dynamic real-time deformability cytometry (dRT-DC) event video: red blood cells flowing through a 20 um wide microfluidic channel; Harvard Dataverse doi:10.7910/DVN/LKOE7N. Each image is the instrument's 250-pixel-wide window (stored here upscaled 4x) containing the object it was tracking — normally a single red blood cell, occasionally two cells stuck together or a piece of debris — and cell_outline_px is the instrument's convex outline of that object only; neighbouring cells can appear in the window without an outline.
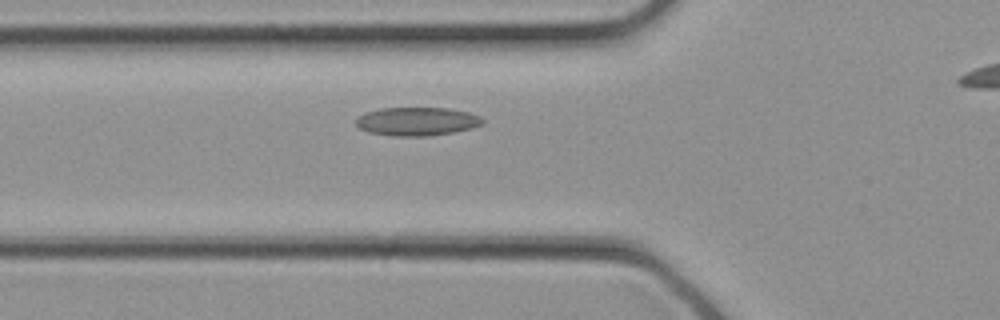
{"species": "common noctule bat (a hibernating species)", "species_latin": "Nyctalus noctula", "temperature_condition": "cold", "stored_images_in_passage": 26, "camera_frame_rate_fps": 3000, "um_per_image_px": 0.085, "animal": {"sex": "female", "body_mass_g": 21.9}, "frame": {"image": 1, "passage_image": 8, "time_ms": 2.333, "image_size_px": [1000, 320], "cell_outline_px": [[484, 124], [472, 128], [452, 132], [428, 136], [392, 136], [368, 132], [360, 128], [356, 124], [356, 120], [364, 112], [380, 108], [448, 108], [468, 112], [480, 116], [484, 120]], "centroid_in_image_um": [35.45, 10.32], "position_along_channel_um": 90.4, "area_um2": 21.04}}
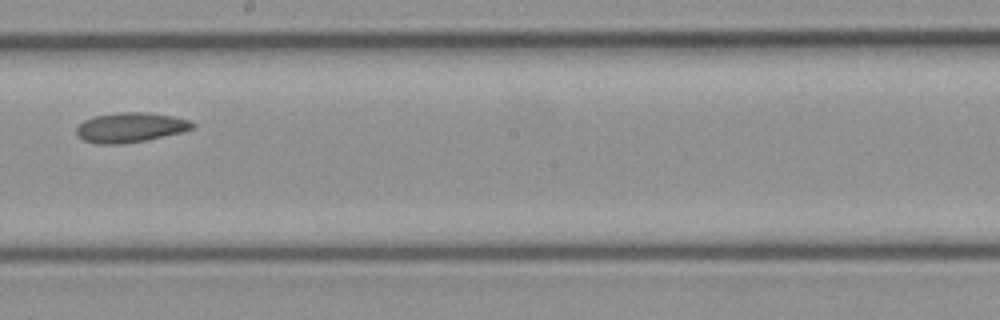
{"frame": {"image": 2, "passage_image": 15, "time_ms": 4.667, "image_size_px": [1000, 320], "cell_outline_px": [[196, 124], [192, 128], [184, 132], [144, 140], [120, 144], [96, 144], [84, 140], [76, 132], [76, 128], [84, 120], [92, 116], [120, 112], [148, 112], [172, 116], [188, 120]], "centroid_in_image_um": [11.08, 10.82], "position_along_channel_um": 237.1, "area_um2": 20.06}}
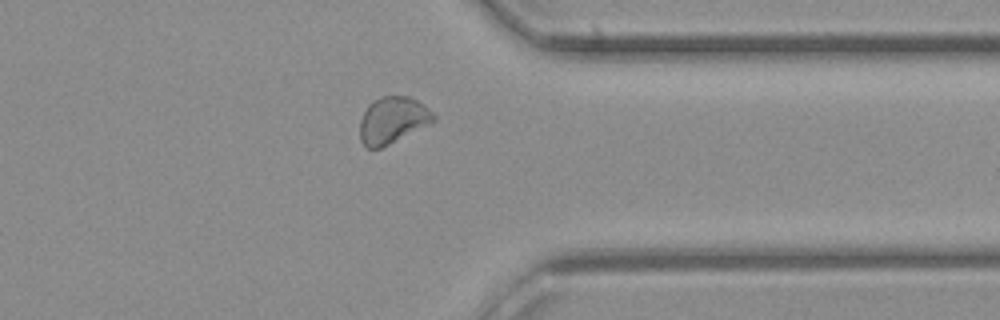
{"frame": {"image": 3, "passage_image": 22, "time_ms": 7.0, "image_size_px": [1000, 320], "cell_outline_px": [[436, 120], [380, 148], [364, 148], [360, 140], [360, 120], [368, 104], [372, 100], [380, 96], [408, 96], [416, 100], [428, 108], [436, 116]], "centroid_in_image_um": [33.33, 10.2], "position_along_channel_um": 378.1, "area_um2": 19.83}}